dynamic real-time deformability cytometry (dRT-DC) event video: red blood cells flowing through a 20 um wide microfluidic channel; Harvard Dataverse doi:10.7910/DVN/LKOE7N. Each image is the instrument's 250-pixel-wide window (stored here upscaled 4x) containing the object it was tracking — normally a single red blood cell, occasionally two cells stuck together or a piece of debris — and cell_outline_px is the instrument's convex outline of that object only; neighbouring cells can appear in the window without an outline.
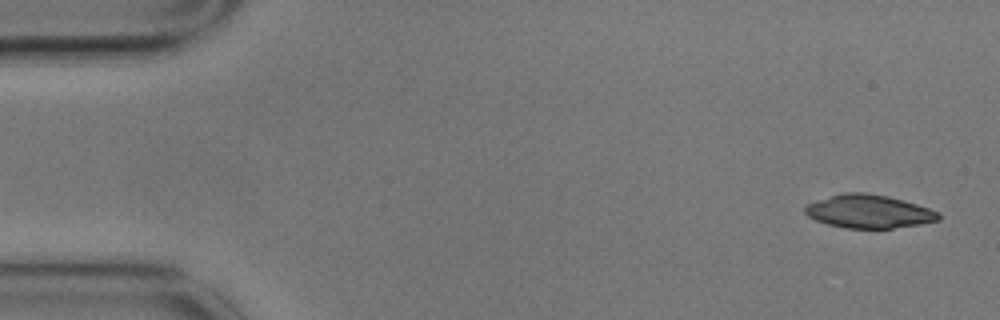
{"species": "common noctule bat (a hibernating species)", "species_latin": "Nyctalus noctula", "temperature_condition": "cold", "stored_images_in_passage": 6, "camera_frame_rate_fps": 3000, "um_per_image_px": 0.085, "animal": {"sex": "male", "body_mass_g": 17.9}, "frame": {"image": 1, "passage_image": 1, "time_ms": 0.0, "image_size_px": [1000, 320], "cell_outline_px": [[940, 220], [920, 224], [892, 228], [844, 228], [828, 224], [816, 220], [808, 216], [804, 212], [804, 204], [844, 192], [864, 192], [888, 196], [904, 200], [928, 208], [936, 212], [940, 216]], "centroid_in_image_um": [73.81, 17.97], "position_along_channel_um": 11.2, "area_um2": 25.84}}